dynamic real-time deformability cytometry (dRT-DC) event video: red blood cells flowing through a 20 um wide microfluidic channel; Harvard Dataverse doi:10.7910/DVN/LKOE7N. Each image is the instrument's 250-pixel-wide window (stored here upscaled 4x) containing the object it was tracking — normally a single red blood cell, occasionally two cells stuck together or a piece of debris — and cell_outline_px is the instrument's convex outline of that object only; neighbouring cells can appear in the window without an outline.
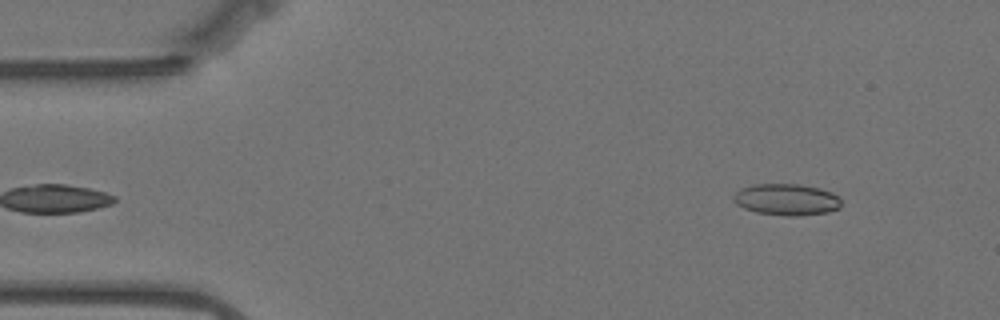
{"species": "Egyptian fruit bat (a non-hibernating species)", "species_latin": "Rousettus aegyptiacus", "temperature_condition": "warm", "stored_images_in_passage": 52, "camera_frame_rate_fps": 3000, "um_per_image_px": 0.085, "animal": {"sex": "female"}, "frame": {"image": 1, "passage_image": 1, "time_ms": 0.0, "image_size_px": [1000, 320], "cell_outline_px": [[840, 208], [828, 212], [800, 216], [788, 216], [756, 212], [744, 208], [736, 204], [732, 200], [732, 196], [740, 188], [752, 184], [800, 184], [820, 188], [832, 192], [840, 196]], "centroid_in_image_um": [66.85, 16.95], "position_along_channel_um": 18.1, "area_um2": 20.06}}
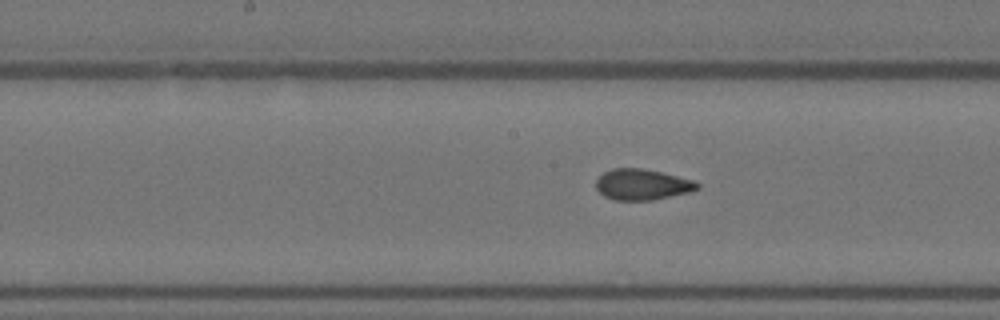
{"frame": {"image": 2, "passage_image": 23, "time_ms": 7.333, "image_size_px": [1000, 320], "cell_outline_px": [[700, 188], [692, 192], [652, 200], [616, 200], [604, 196], [596, 188], [596, 180], [604, 172], [612, 168], [640, 168], [660, 172], [692, 180], [700, 184]], "centroid_in_image_um": [54.59, 15.69], "position_along_channel_um": 193.6, "area_um2": 18.15}}
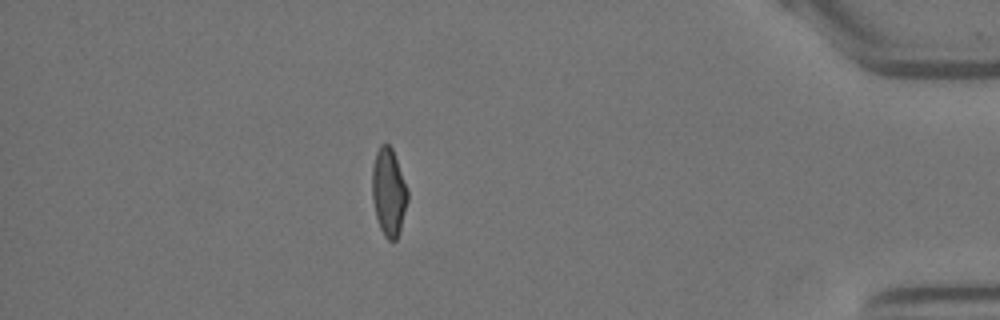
{"frame": {"image": 3, "passage_image": 45, "time_ms": 14.667, "image_size_px": [1000, 320], "cell_outline_px": [[408, 200], [400, 232], [396, 240], [388, 240], [384, 236], [380, 228], [376, 216], [372, 200], [372, 168], [376, 152], [380, 144], [388, 144], [392, 148], [408, 188]], "centroid_in_image_um": [33.04, 16.34], "position_along_channel_um": 402.2, "area_um2": 18.32}, "authors_computed_cell_mechanics": {"area_um2": 18.4671, "velocity_mm_per_s": 3.5099, "shape_relaxation_time_tau1_ms": null, "shape_relaxation_time_tau2_ms": 1.2234, "deformation_change_tau1": null, "deformation_change_tau2": 0.0691}}